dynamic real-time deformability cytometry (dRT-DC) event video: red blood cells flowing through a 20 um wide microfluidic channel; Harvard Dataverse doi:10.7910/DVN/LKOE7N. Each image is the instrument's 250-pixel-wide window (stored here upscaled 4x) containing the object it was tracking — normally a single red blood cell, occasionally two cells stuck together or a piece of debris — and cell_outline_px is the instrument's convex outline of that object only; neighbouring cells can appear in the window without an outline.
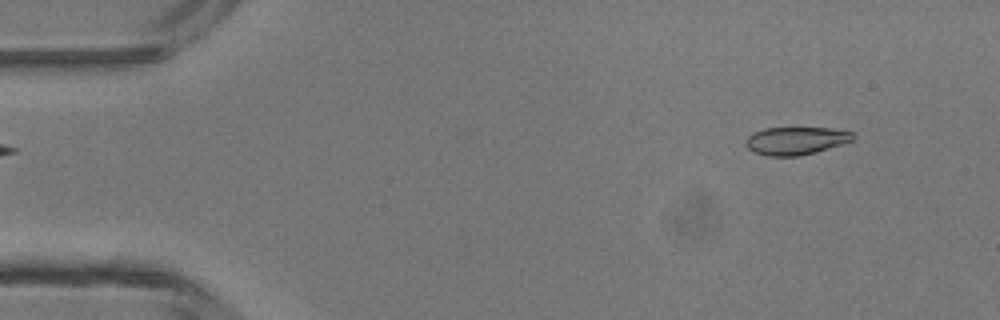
{"species": "common noctule bat (a hibernating species)", "species_latin": "Nyctalus noctula", "temperature_condition": "room temperature", "stored_images_in_passage": 5, "camera_frame_rate_fps": 3000, "um_per_image_px": 0.085, "animal": {"sex": "male", "body_mass_g": 13.3}, "frame": {"image": 1, "passage_image": 2, "time_ms": 1.0, "image_size_px": [1000, 320], "cell_outline_px": [[856, 140], [816, 152], [800, 156], [768, 156], [752, 152], [744, 144], [744, 140], [752, 132], [764, 128], [832, 128], [856, 132]], "centroid_in_image_um": [67.67, 11.96], "position_along_channel_um": 17.3, "area_um2": 17.86}}
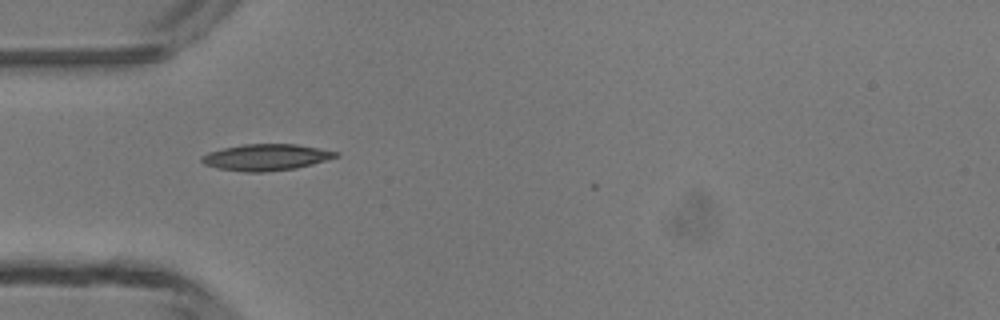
{"frame": {"image": 2, "passage_image": 4, "time_ms": 4.333, "image_size_px": [1000, 320], "cell_outline_px": [[340, 156], [328, 160], [296, 168], [264, 172], [244, 172], [220, 168], [204, 164], [200, 160], [200, 156], [208, 152], [224, 148], [244, 144], [296, 144], [340, 152]], "centroid_in_image_um": [22.64, 13.36], "position_along_channel_um": 62.4, "area_um2": 20.63}}